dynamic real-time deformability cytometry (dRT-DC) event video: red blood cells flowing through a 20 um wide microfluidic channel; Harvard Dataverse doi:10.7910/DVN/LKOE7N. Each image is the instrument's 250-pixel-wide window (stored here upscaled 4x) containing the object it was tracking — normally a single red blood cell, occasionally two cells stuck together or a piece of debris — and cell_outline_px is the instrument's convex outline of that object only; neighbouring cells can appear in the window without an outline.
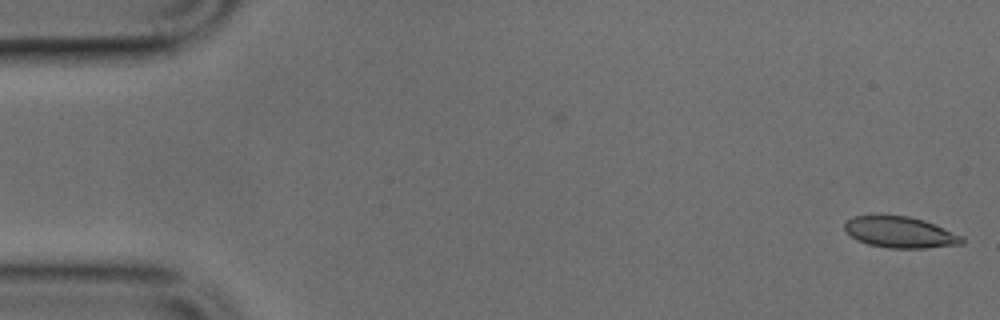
{"species": "common noctule bat (a hibernating species)", "species_latin": "Nyctalus noctula", "temperature_condition": "cold", "stored_images_in_passage": 5, "camera_frame_rate_fps": 3000, "um_per_image_px": 0.085, "animal": {"sex": "male", "body_mass_g": 17.9, "forearm_length_mm": 54.2}, "frame": {"image": 1, "passage_image": 5, "time_ms": 1.333, "image_size_px": [1000, 320], "cell_outline_px": [[964, 244], [924, 248], [888, 248], [868, 244], [856, 240], [844, 228], [844, 224], [852, 216], [876, 212], [908, 216], [924, 220], [964, 236]], "centroid_in_image_um": [76.48, 19.7], "position_along_channel_um": 8.5, "area_um2": 22.02}}